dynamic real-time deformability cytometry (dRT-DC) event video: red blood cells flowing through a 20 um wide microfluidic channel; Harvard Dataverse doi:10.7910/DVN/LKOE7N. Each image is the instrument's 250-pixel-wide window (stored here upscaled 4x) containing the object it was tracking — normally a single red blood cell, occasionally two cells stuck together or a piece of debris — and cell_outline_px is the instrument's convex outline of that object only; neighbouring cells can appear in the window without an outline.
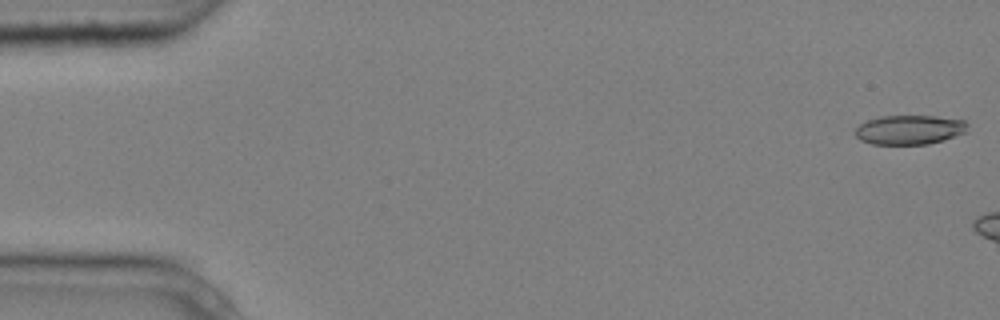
{"species": "common noctule bat (a hibernating species)", "species_latin": "Nyctalus noctula", "temperature_condition": "cold", "stored_images_in_passage": 8, "camera_frame_rate_fps": 3000, "um_per_image_px": 0.085, "animal": {"sex": "male", "body_mass_g": 20.4}, "frame": {"image": 1, "passage_image": 1, "time_ms": 0.0, "image_size_px": [1000, 320], "cell_outline_px": [[968, 132], [944, 140], [928, 144], [872, 144], [860, 140], [856, 136], [856, 128], [860, 124], [868, 120], [880, 116], [936, 116], [964, 120], [968, 124]], "centroid_in_image_um": [77.35, 11.03], "position_along_channel_um": 7.7, "area_um2": 19.31}}
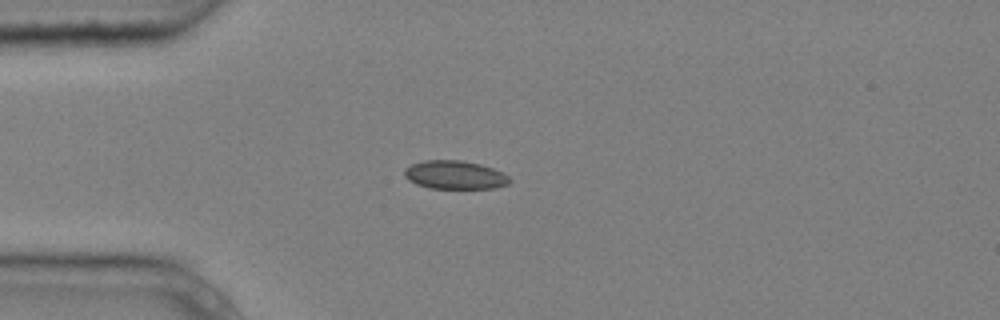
{"frame": {"image": 2, "passage_image": 5, "time_ms": 1.333, "image_size_px": [1000, 320], "cell_outline_px": [[512, 180], [508, 184], [496, 188], [428, 188], [416, 184], [408, 180], [404, 176], [404, 168], [412, 164], [424, 160], [460, 160], [480, 164], [504, 172]], "centroid_in_image_um": [38.66, 14.87], "position_along_channel_um": 46.3, "area_um2": 17.57}}
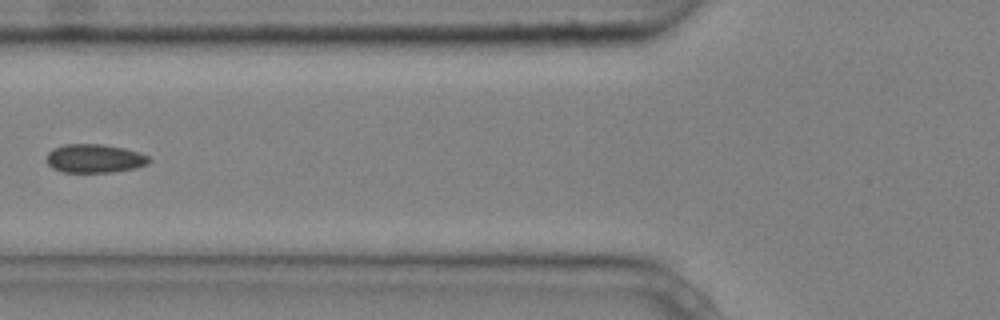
{"frame": {"image": 3, "passage_image": 7, "time_ms": 2.0, "image_size_px": [1000, 320], "cell_outline_px": [[152, 160], [148, 164], [136, 168], [112, 172], [64, 172], [52, 168], [48, 164], [48, 152], [52, 148], [64, 144], [104, 144], [124, 148], [148, 156]], "centroid_in_image_um": [8.04, 13.47], "position_along_channel_um": 117.8, "area_um2": 17.11}}